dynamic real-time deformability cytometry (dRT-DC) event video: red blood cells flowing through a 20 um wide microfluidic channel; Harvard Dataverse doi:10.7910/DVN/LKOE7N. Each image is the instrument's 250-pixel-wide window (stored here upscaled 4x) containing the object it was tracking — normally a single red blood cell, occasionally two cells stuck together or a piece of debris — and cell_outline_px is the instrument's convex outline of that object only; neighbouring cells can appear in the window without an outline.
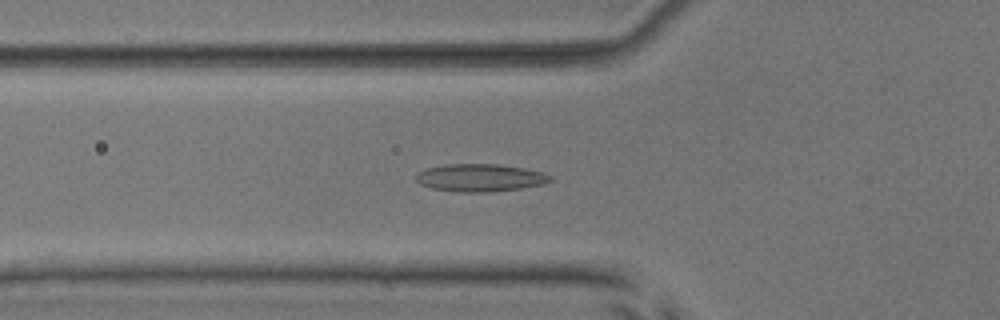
{"species": "common noctule bat (a hibernating species)", "species_latin": "Nyctalus noctula", "temperature_condition": "room temperature", "stored_images_in_passage": 53, "camera_frame_rate_fps": 3000, "um_per_image_px": 0.085, "animal": {"sex": "male", "body_mass_g": 17.9, "forearm_length_mm": 54.2}, "frame": {"image": 1, "passage_image": 19, "time_ms": 6.0, "image_size_px": [1000, 320], "cell_outline_px": [[552, 180], [544, 184], [520, 188], [488, 192], [456, 192], [432, 188], [420, 184], [416, 180], [416, 172], [424, 168], [444, 164], [496, 164], [524, 168], [544, 172], [552, 176]], "centroid_in_image_um": [40.78, 15.1], "position_along_channel_um": 85.0, "area_um2": 21.79}}
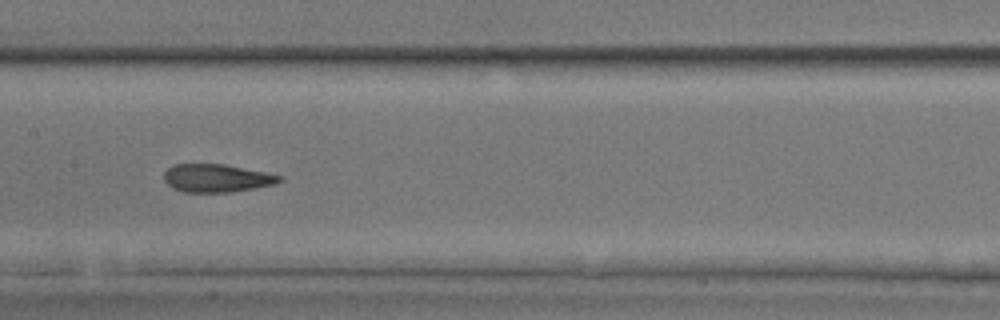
{"frame": {"image": 2, "passage_image": 27, "time_ms": 8.667, "image_size_px": [1000, 320], "cell_outline_px": [[284, 176], [276, 184], [232, 192], [184, 192], [172, 188], [164, 180], [164, 172], [172, 164], [224, 164], [268, 172]], "centroid_in_image_um": [18.43, 15.13], "position_along_channel_um": 189.0, "area_um2": 19.02}}
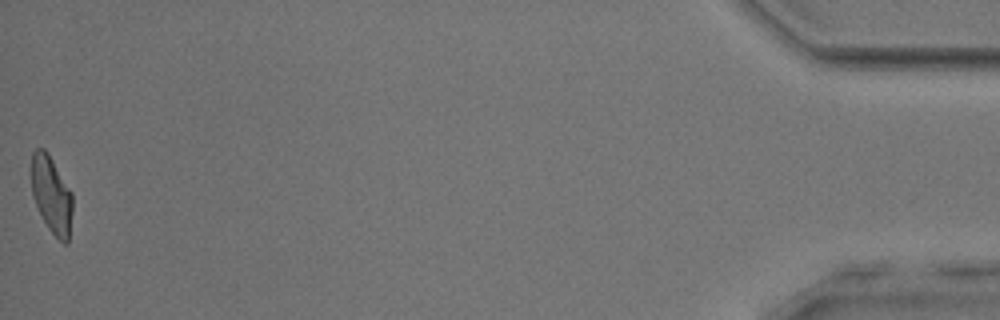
{"frame": {"image": 3, "passage_image": 53, "time_ms": 17.333, "image_size_px": [1000, 320], "cell_outline_px": [[72, 212], [68, 244], [64, 244], [48, 228], [32, 196], [32, 152], [36, 148], [44, 148], [48, 152], [72, 192]], "centroid_in_image_um": [4.39, 16.54], "position_along_channel_um": 430.8, "area_um2": 18.38}, "authors_computed_cell_mechanics": {"area_um2": 19.652, "velocity_mm_per_s": 3.8918, "shape_relaxation_time_tau1_ms": 8.8403, "shape_relaxation_time_tau2_ms": 1.5452, "deformation_change_tau1": 0.1937, "deformation_change_tau2": 0.0813}}